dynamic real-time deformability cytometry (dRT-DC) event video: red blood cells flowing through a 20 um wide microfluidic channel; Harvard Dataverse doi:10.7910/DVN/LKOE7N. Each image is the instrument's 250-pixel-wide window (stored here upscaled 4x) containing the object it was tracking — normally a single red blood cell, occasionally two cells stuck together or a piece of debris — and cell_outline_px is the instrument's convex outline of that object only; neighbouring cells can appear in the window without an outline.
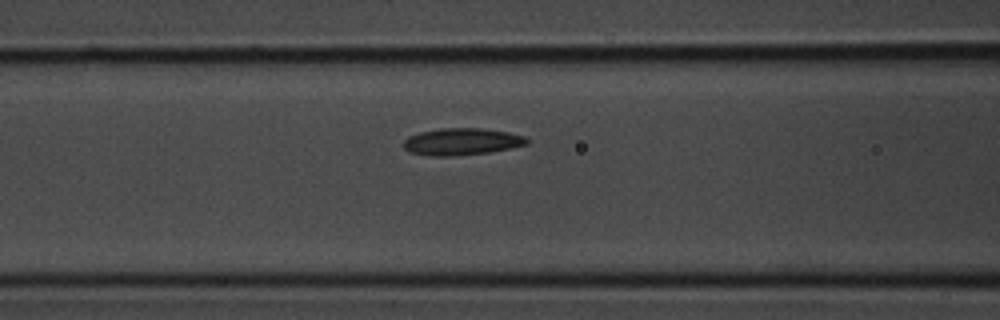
{"species": "common noctule bat (a hibernating species)", "species_latin": "Nyctalus noctula", "temperature_condition": "room temperature", "stored_images_in_passage": 5, "segment_of_instrument_passage": [1, 2], "camera_frame_rate_fps": 3000, "um_per_image_px": 0.085, "animal": {"sex": "male", "body_mass_g": 20.1, "forearm_length_mm": 53.5}, "frame": {"image": 1, "passage_image": 4, "time_ms": 1.0, "image_size_px": [1000, 320], "cell_outline_px": [[528, 144], [512, 148], [488, 152], [448, 156], [428, 156], [408, 152], [404, 148], [404, 140], [408, 136], [420, 132], [440, 128], [484, 128], [508, 132], [524, 136], [528, 140]], "centroid_in_image_um": [39.23, 12.03], "position_along_channel_um": 127.4, "area_um2": 19.42}}